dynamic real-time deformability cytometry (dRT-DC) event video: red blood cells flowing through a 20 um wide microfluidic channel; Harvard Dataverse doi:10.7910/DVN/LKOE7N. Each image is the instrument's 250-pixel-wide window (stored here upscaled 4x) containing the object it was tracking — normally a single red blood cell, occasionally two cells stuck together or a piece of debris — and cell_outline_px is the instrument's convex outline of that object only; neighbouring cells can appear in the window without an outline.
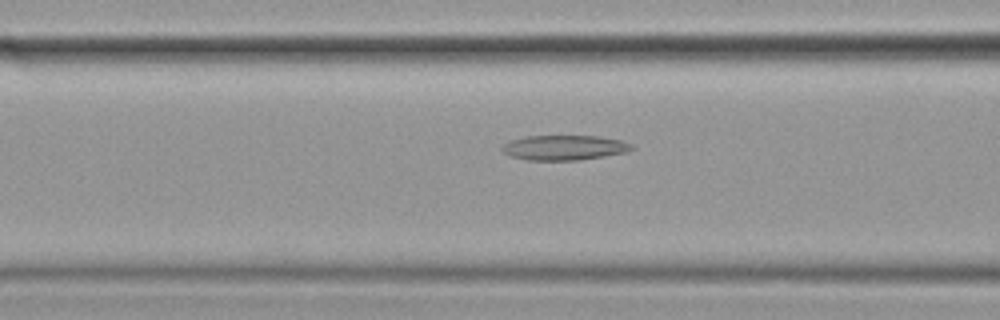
{"species": "common noctule bat (a hibernating species)", "species_latin": "Nyctalus noctula", "temperature_condition": "cold", "stored_images_in_passage": 27, "camera_frame_rate_fps": 3000, "um_per_image_px": 0.085, "animal": {"sex": "female", "body_mass_g": 19.9}, "frame": {"image": 1, "passage_image": 14, "time_ms": 4.333, "image_size_px": [1000, 320], "cell_outline_px": [[636, 148], [628, 152], [580, 160], [528, 160], [508, 156], [500, 148], [508, 140], [524, 136], [600, 136], [620, 140], [632, 144]], "centroid_in_image_um": [47.95, 12.54], "position_along_channel_um": 118.6, "area_um2": 19.07}}
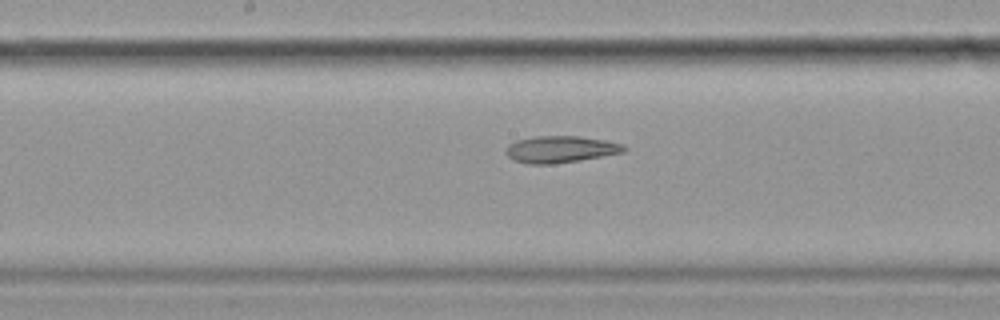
{"frame": {"image": 2, "passage_image": 21, "time_ms": 6.667, "image_size_px": [1000, 320], "cell_outline_px": [[628, 148], [624, 152], [580, 160], [556, 164], [528, 164], [512, 160], [504, 152], [504, 148], [508, 144], [516, 140], [532, 136], [580, 136], [608, 140], [624, 144]], "centroid_in_image_um": [47.62, 12.68], "position_along_channel_um": 200.6, "area_um2": 18.84}}
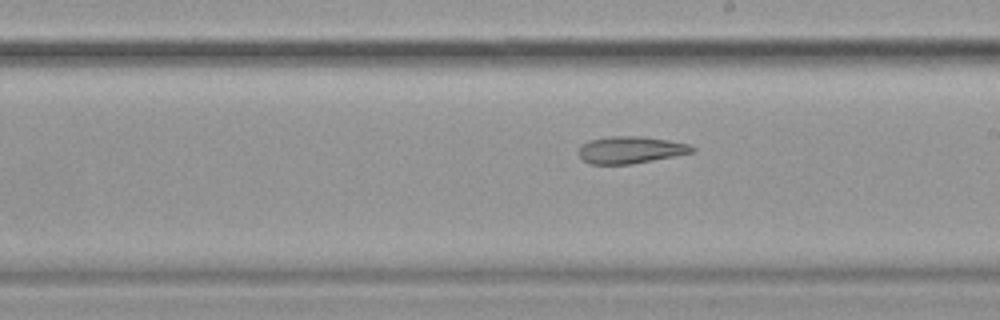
{"frame": {"image": 3, "passage_image": 24, "time_ms": 7.667, "image_size_px": [1000, 320], "cell_outline_px": [[696, 152], [632, 164], [588, 164], [576, 152], [580, 144], [588, 140], [608, 136], [644, 136], [668, 140], [688, 144], [696, 148]], "centroid_in_image_um": [53.56, 12.73], "position_along_channel_um": 235.4, "area_um2": 18.21}}